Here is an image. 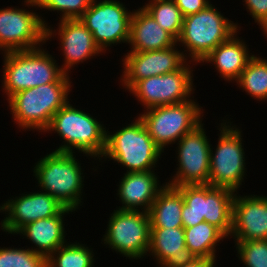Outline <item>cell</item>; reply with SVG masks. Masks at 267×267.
I'll list each match as a JSON object with an SVG mask.
<instances>
[{
  "mask_svg": "<svg viewBox=\"0 0 267 267\" xmlns=\"http://www.w3.org/2000/svg\"><path fill=\"white\" fill-rule=\"evenodd\" d=\"M0 267H46V258L29 247H0Z\"/></svg>",
  "mask_w": 267,
  "mask_h": 267,
  "instance_id": "obj_30",
  "label": "cell"
},
{
  "mask_svg": "<svg viewBox=\"0 0 267 267\" xmlns=\"http://www.w3.org/2000/svg\"><path fill=\"white\" fill-rule=\"evenodd\" d=\"M103 242L129 259H142L150 247L151 225L146 211L114 210Z\"/></svg>",
  "mask_w": 267,
  "mask_h": 267,
  "instance_id": "obj_10",
  "label": "cell"
},
{
  "mask_svg": "<svg viewBox=\"0 0 267 267\" xmlns=\"http://www.w3.org/2000/svg\"><path fill=\"white\" fill-rule=\"evenodd\" d=\"M189 63L177 71L142 79L129 92L145 109L189 101L194 91L193 70Z\"/></svg>",
  "mask_w": 267,
  "mask_h": 267,
  "instance_id": "obj_12",
  "label": "cell"
},
{
  "mask_svg": "<svg viewBox=\"0 0 267 267\" xmlns=\"http://www.w3.org/2000/svg\"><path fill=\"white\" fill-rule=\"evenodd\" d=\"M129 44L132 48L128 52H147L176 46L177 40L140 7L131 16Z\"/></svg>",
  "mask_w": 267,
  "mask_h": 267,
  "instance_id": "obj_21",
  "label": "cell"
},
{
  "mask_svg": "<svg viewBox=\"0 0 267 267\" xmlns=\"http://www.w3.org/2000/svg\"><path fill=\"white\" fill-rule=\"evenodd\" d=\"M144 111L137 117L162 152L165 146L179 141L199 126L204 113L194 99L179 104L156 106Z\"/></svg>",
  "mask_w": 267,
  "mask_h": 267,
  "instance_id": "obj_8",
  "label": "cell"
},
{
  "mask_svg": "<svg viewBox=\"0 0 267 267\" xmlns=\"http://www.w3.org/2000/svg\"><path fill=\"white\" fill-rule=\"evenodd\" d=\"M161 28L179 39L183 27V15L173 0H151L142 6Z\"/></svg>",
  "mask_w": 267,
  "mask_h": 267,
  "instance_id": "obj_28",
  "label": "cell"
},
{
  "mask_svg": "<svg viewBox=\"0 0 267 267\" xmlns=\"http://www.w3.org/2000/svg\"><path fill=\"white\" fill-rule=\"evenodd\" d=\"M203 123L185 134L177 143L178 167L176 174L165 184L173 187L183 185H209L211 144Z\"/></svg>",
  "mask_w": 267,
  "mask_h": 267,
  "instance_id": "obj_13",
  "label": "cell"
},
{
  "mask_svg": "<svg viewBox=\"0 0 267 267\" xmlns=\"http://www.w3.org/2000/svg\"><path fill=\"white\" fill-rule=\"evenodd\" d=\"M148 252L160 267H180L198 259L186 247L184 227L151 228Z\"/></svg>",
  "mask_w": 267,
  "mask_h": 267,
  "instance_id": "obj_19",
  "label": "cell"
},
{
  "mask_svg": "<svg viewBox=\"0 0 267 267\" xmlns=\"http://www.w3.org/2000/svg\"><path fill=\"white\" fill-rule=\"evenodd\" d=\"M236 83L257 101H267V60L254 55Z\"/></svg>",
  "mask_w": 267,
  "mask_h": 267,
  "instance_id": "obj_26",
  "label": "cell"
},
{
  "mask_svg": "<svg viewBox=\"0 0 267 267\" xmlns=\"http://www.w3.org/2000/svg\"><path fill=\"white\" fill-rule=\"evenodd\" d=\"M216 259L198 258L192 264L180 267H215Z\"/></svg>",
  "mask_w": 267,
  "mask_h": 267,
  "instance_id": "obj_34",
  "label": "cell"
},
{
  "mask_svg": "<svg viewBox=\"0 0 267 267\" xmlns=\"http://www.w3.org/2000/svg\"><path fill=\"white\" fill-rule=\"evenodd\" d=\"M71 83H48L17 92L8 98L14 122L22 129L45 132L53 115L68 101Z\"/></svg>",
  "mask_w": 267,
  "mask_h": 267,
  "instance_id": "obj_5",
  "label": "cell"
},
{
  "mask_svg": "<svg viewBox=\"0 0 267 267\" xmlns=\"http://www.w3.org/2000/svg\"><path fill=\"white\" fill-rule=\"evenodd\" d=\"M233 200L232 236L234 241L267 239V196H239Z\"/></svg>",
  "mask_w": 267,
  "mask_h": 267,
  "instance_id": "obj_18",
  "label": "cell"
},
{
  "mask_svg": "<svg viewBox=\"0 0 267 267\" xmlns=\"http://www.w3.org/2000/svg\"><path fill=\"white\" fill-rule=\"evenodd\" d=\"M260 28L264 32L265 36L267 37V19L260 25Z\"/></svg>",
  "mask_w": 267,
  "mask_h": 267,
  "instance_id": "obj_35",
  "label": "cell"
},
{
  "mask_svg": "<svg viewBox=\"0 0 267 267\" xmlns=\"http://www.w3.org/2000/svg\"><path fill=\"white\" fill-rule=\"evenodd\" d=\"M161 155L162 150L154 143L139 117L114 134L106 131V147L102 157L120 163L127 168L126 172L155 170Z\"/></svg>",
  "mask_w": 267,
  "mask_h": 267,
  "instance_id": "obj_7",
  "label": "cell"
},
{
  "mask_svg": "<svg viewBox=\"0 0 267 267\" xmlns=\"http://www.w3.org/2000/svg\"><path fill=\"white\" fill-rule=\"evenodd\" d=\"M69 103L68 101L53 115L49 127L45 130L57 132L64 140L55 151L75 153L73 149H76L101 161L106 147V129L91 114Z\"/></svg>",
  "mask_w": 267,
  "mask_h": 267,
  "instance_id": "obj_4",
  "label": "cell"
},
{
  "mask_svg": "<svg viewBox=\"0 0 267 267\" xmlns=\"http://www.w3.org/2000/svg\"><path fill=\"white\" fill-rule=\"evenodd\" d=\"M234 33L227 41L219 44L201 62L213 63L221 78L226 81H237L254 54H249V48L243 39ZM240 38V39H239Z\"/></svg>",
  "mask_w": 267,
  "mask_h": 267,
  "instance_id": "obj_23",
  "label": "cell"
},
{
  "mask_svg": "<svg viewBox=\"0 0 267 267\" xmlns=\"http://www.w3.org/2000/svg\"><path fill=\"white\" fill-rule=\"evenodd\" d=\"M74 156V153L53 151L35 163L33 172L39 188L65 208L76 211L82 206L84 176L81 164Z\"/></svg>",
  "mask_w": 267,
  "mask_h": 267,
  "instance_id": "obj_3",
  "label": "cell"
},
{
  "mask_svg": "<svg viewBox=\"0 0 267 267\" xmlns=\"http://www.w3.org/2000/svg\"><path fill=\"white\" fill-rule=\"evenodd\" d=\"M93 0H24L27 6L38 7L49 11H60V20L79 19Z\"/></svg>",
  "mask_w": 267,
  "mask_h": 267,
  "instance_id": "obj_29",
  "label": "cell"
},
{
  "mask_svg": "<svg viewBox=\"0 0 267 267\" xmlns=\"http://www.w3.org/2000/svg\"><path fill=\"white\" fill-rule=\"evenodd\" d=\"M31 10L7 7L0 9V50H31L46 42L48 23Z\"/></svg>",
  "mask_w": 267,
  "mask_h": 267,
  "instance_id": "obj_14",
  "label": "cell"
},
{
  "mask_svg": "<svg viewBox=\"0 0 267 267\" xmlns=\"http://www.w3.org/2000/svg\"><path fill=\"white\" fill-rule=\"evenodd\" d=\"M93 254L84 244L66 242L46 259V267H94Z\"/></svg>",
  "mask_w": 267,
  "mask_h": 267,
  "instance_id": "obj_27",
  "label": "cell"
},
{
  "mask_svg": "<svg viewBox=\"0 0 267 267\" xmlns=\"http://www.w3.org/2000/svg\"><path fill=\"white\" fill-rule=\"evenodd\" d=\"M235 242L238 257L246 267H267V239Z\"/></svg>",
  "mask_w": 267,
  "mask_h": 267,
  "instance_id": "obj_31",
  "label": "cell"
},
{
  "mask_svg": "<svg viewBox=\"0 0 267 267\" xmlns=\"http://www.w3.org/2000/svg\"><path fill=\"white\" fill-rule=\"evenodd\" d=\"M247 11L260 26L267 19V0H244Z\"/></svg>",
  "mask_w": 267,
  "mask_h": 267,
  "instance_id": "obj_32",
  "label": "cell"
},
{
  "mask_svg": "<svg viewBox=\"0 0 267 267\" xmlns=\"http://www.w3.org/2000/svg\"><path fill=\"white\" fill-rule=\"evenodd\" d=\"M154 170L146 172H126L119 182L117 195L122 206L118 210L148 212L158 192L165 184L159 185Z\"/></svg>",
  "mask_w": 267,
  "mask_h": 267,
  "instance_id": "obj_20",
  "label": "cell"
},
{
  "mask_svg": "<svg viewBox=\"0 0 267 267\" xmlns=\"http://www.w3.org/2000/svg\"><path fill=\"white\" fill-rule=\"evenodd\" d=\"M220 126L218 144L210 152L209 185L238 192L246 174L242 131L227 120Z\"/></svg>",
  "mask_w": 267,
  "mask_h": 267,
  "instance_id": "obj_9",
  "label": "cell"
},
{
  "mask_svg": "<svg viewBox=\"0 0 267 267\" xmlns=\"http://www.w3.org/2000/svg\"><path fill=\"white\" fill-rule=\"evenodd\" d=\"M70 212H73V210L64 208L57 216L30 222L15 234L25 236L36 247H32L31 250L47 259L67 242L65 239L64 216Z\"/></svg>",
  "mask_w": 267,
  "mask_h": 267,
  "instance_id": "obj_22",
  "label": "cell"
},
{
  "mask_svg": "<svg viewBox=\"0 0 267 267\" xmlns=\"http://www.w3.org/2000/svg\"><path fill=\"white\" fill-rule=\"evenodd\" d=\"M239 29L238 23L224 17L214 5L210 4L206 9L183 18L182 32L177 43L186 48L182 52L185 59L191 57L190 62L194 61L197 65Z\"/></svg>",
  "mask_w": 267,
  "mask_h": 267,
  "instance_id": "obj_6",
  "label": "cell"
},
{
  "mask_svg": "<svg viewBox=\"0 0 267 267\" xmlns=\"http://www.w3.org/2000/svg\"><path fill=\"white\" fill-rule=\"evenodd\" d=\"M173 1L181 11L183 17L202 11L211 4L209 0H173Z\"/></svg>",
  "mask_w": 267,
  "mask_h": 267,
  "instance_id": "obj_33",
  "label": "cell"
},
{
  "mask_svg": "<svg viewBox=\"0 0 267 267\" xmlns=\"http://www.w3.org/2000/svg\"><path fill=\"white\" fill-rule=\"evenodd\" d=\"M186 247L198 258L215 259L217 243L227 238L218 228L208 222L184 228Z\"/></svg>",
  "mask_w": 267,
  "mask_h": 267,
  "instance_id": "obj_25",
  "label": "cell"
},
{
  "mask_svg": "<svg viewBox=\"0 0 267 267\" xmlns=\"http://www.w3.org/2000/svg\"><path fill=\"white\" fill-rule=\"evenodd\" d=\"M176 47L147 52H127L122 59L124 71L120 79L123 87L130 90L138 81L177 71L187 61Z\"/></svg>",
  "mask_w": 267,
  "mask_h": 267,
  "instance_id": "obj_15",
  "label": "cell"
},
{
  "mask_svg": "<svg viewBox=\"0 0 267 267\" xmlns=\"http://www.w3.org/2000/svg\"><path fill=\"white\" fill-rule=\"evenodd\" d=\"M183 203L182 193L176 187L165 184L148 211L151 228L183 227Z\"/></svg>",
  "mask_w": 267,
  "mask_h": 267,
  "instance_id": "obj_24",
  "label": "cell"
},
{
  "mask_svg": "<svg viewBox=\"0 0 267 267\" xmlns=\"http://www.w3.org/2000/svg\"><path fill=\"white\" fill-rule=\"evenodd\" d=\"M65 207L45 191L21 194L0 205L6 217L1 221V229L13 234L26 224L43 218L57 216Z\"/></svg>",
  "mask_w": 267,
  "mask_h": 267,
  "instance_id": "obj_16",
  "label": "cell"
},
{
  "mask_svg": "<svg viewBox=\"0 0 267 267\" xmlns=\"http://www.w3.org/2000/svg\"><path fill=\"white\" fill-rule=\"evenodd\" d=\"M132 13L117 0H93L79 19L93 34L95 44L105 53L112 45L129 43Z\"/></svg>",
  "mask_w": 267,
  "mask_h": 267,
  "instance_id": "obj_11",
  "label": "cell"
},
{
  "mask_svg": "<svg viewBox=\"0 0 267 267\" xmlns=\"http://www.w3.org/2000/svg\"><path fill=\"white\" fill-rule=\"evenodd\" d=\"M3 92L13 94L48 83H72L55 57L40 47L4 53Z\"/></svg>",
  "mask_w": 267,
  "mask_h": 267,
  "instance_id": "obj_1",
  "label": "cell"
},
{
  "mask_svg": "<svg viewBox=\"0 0 267 267\" xmlns=\"http://www.w3.org/2000/svg\"><path fill=\"white\" fill-rule=\"evenodd\" d=\"M58 29L53 31L49 26L46 27V41L58 34L61 42V50L64 55V64L61 69L69 75L70 69L89 60L93 56L103 54L100 48L95 44L93 34L82 23L80 19H62L59 20ZM55 34V36H54ZM63 48V49H62Z\"/></svg>",
  "mask_w": 267,
  "mask_h": 267,
  "instance_id": "obj_17",
  "label": "cell"
},
{
  "mask_svg": "<svg viewBox=\"0 0 267 267\" xmlns=\"http://www.w3.org/2000/svg\"><path fill=\"white\" fill-rule=\"evenodd\" d=\"M183 196V227L208 222L229 238L232 230L235 192L211 185H183L176 187Z\"/></svg>",
  "mask_w": 267,
  "mask_h": 267,
  "instance_id": "obj_2",
  "label": "cell"
}]
</instances>
